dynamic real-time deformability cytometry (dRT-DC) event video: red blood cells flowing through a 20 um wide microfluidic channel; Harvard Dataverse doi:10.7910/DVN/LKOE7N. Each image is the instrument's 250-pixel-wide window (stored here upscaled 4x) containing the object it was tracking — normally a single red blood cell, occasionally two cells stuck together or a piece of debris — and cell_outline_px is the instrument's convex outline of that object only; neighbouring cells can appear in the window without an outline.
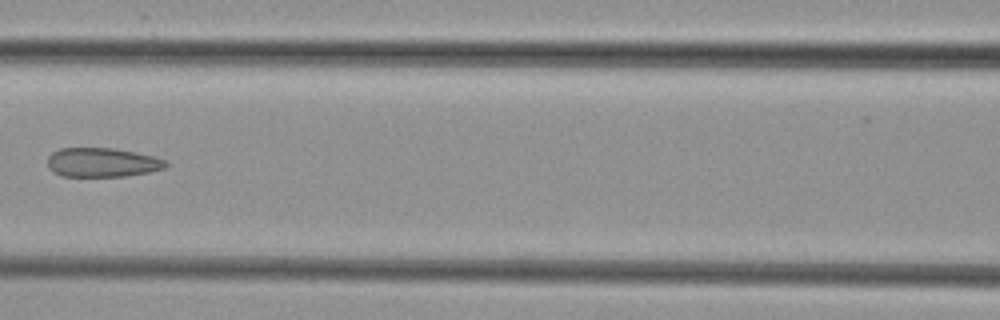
{"species": "common noctule bat (a hibernating species)", "species_latin": "Nyctalus noctula", "temperature_condition": "cold", "stored_images_in_passage": 7, "camera_frame_rate_fps": 3000, "um_per_image_px": 0.085, "animal": {"sex": "female", "body_mass_g": 29.2, "forearm_length_mm": 56.3}, "frame": {"image": 1, "passage_image": 7, "time_ms": 8.0, "image_size_px": [1000, 320], "cell_outline_px": [[168, 164], [164, 168], [148, 172], [124, 176], [64, 176], [48, 168], [48, 156], [52, 152], [60, 148], [116, 148], [156, 156], [168, 160]], "centroid_in_image_um": [8.73, 13.79], "position_along_channel_um": 157.9, "area_um2": 20.17}}